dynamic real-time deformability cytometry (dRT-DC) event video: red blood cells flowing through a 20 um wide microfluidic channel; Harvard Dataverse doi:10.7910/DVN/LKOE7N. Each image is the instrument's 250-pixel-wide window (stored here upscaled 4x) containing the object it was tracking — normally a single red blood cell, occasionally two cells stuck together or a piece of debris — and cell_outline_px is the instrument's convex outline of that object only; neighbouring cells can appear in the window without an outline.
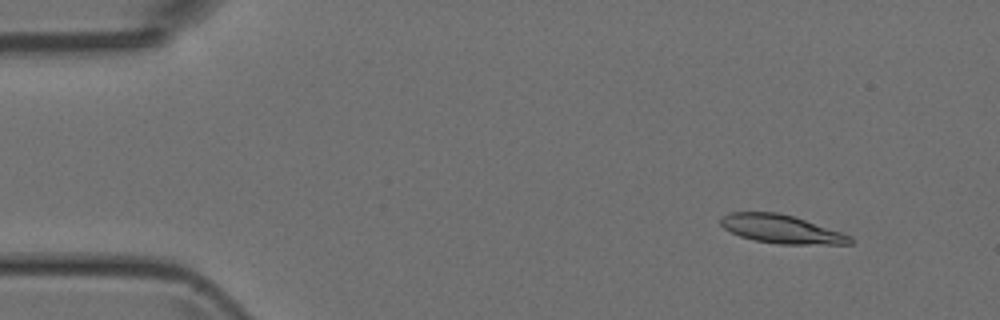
{"species": "Egyptian fruit bat (a non-hibernating species)", "species_latin": "Rousettus aegyptiacus", "temperature_condition": "room temperature", "stored_images_in_passage": 6, "camera_frame_rate_fps": 3000, "um_per_image_px": 0.085, "animal": {"sex": "female"}, "frame": {"image": 1, "passage_image": 1, "time_ms": 0.0, "image_size_px": [1000, 320], "cell_outline_px": [[852, 244], [776, 244], [752, 240], [740, 236], [724, 228], [720, 224], [720, 220], [728, 212], [776, 212], [792, 216], [852, 236]], "centroid_in_image_um": [66.38, 19.48], "position_along_channel_um": 18.6, "area_um2": 21.21}}
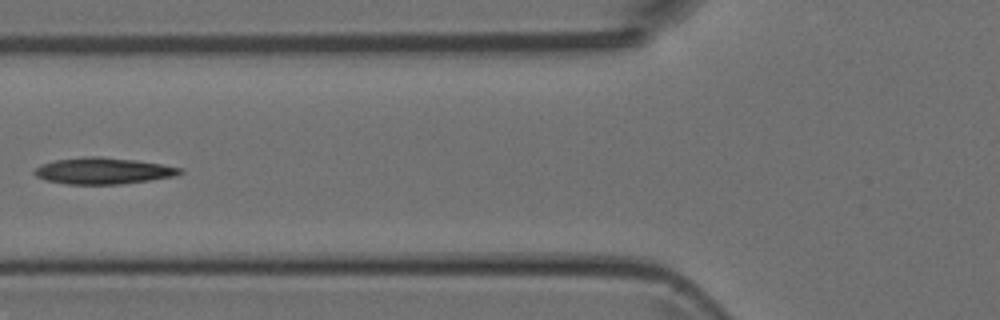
{"frame": {"image": 2, "passage_image": 5, "time_ms": 4.667, "image_size_px": [1000, 320], "cell_outline_px": [[184, 172], [176, 176], [120, 184], [68, 184], [44, 180], [36, 176], [32, 172], [40, 164], [56, 160], [84, 156], [100, 156], [136, 160], [184, 168]], "centroid_in_image_um": [8.76, 14.52], "position_along_channel_um": 117.0, "area_um2": 22.48}}
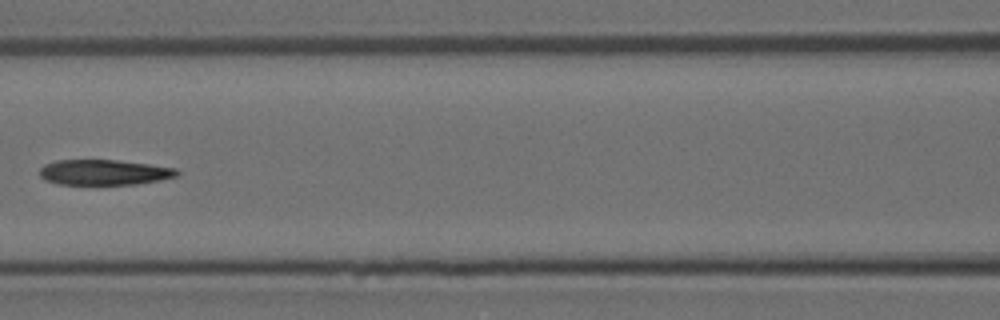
{"frame": {"image": 3, "passage_image": 6, "time_ms": 5.667, "image_size_px": [1000, 320], "cell_outline_px": [[180, 172], [176, 176], [160, 180], [136, 184], [60, 184], [44, 180], [40, 176], [40, 168], [44, 164], [56, 160], [116, 160], [148, 164], [176, 168]], "centroid_in_image_um": [8.83, 14.64], "position_along_channel_um": 157.8, "area_um2": 20.23}}